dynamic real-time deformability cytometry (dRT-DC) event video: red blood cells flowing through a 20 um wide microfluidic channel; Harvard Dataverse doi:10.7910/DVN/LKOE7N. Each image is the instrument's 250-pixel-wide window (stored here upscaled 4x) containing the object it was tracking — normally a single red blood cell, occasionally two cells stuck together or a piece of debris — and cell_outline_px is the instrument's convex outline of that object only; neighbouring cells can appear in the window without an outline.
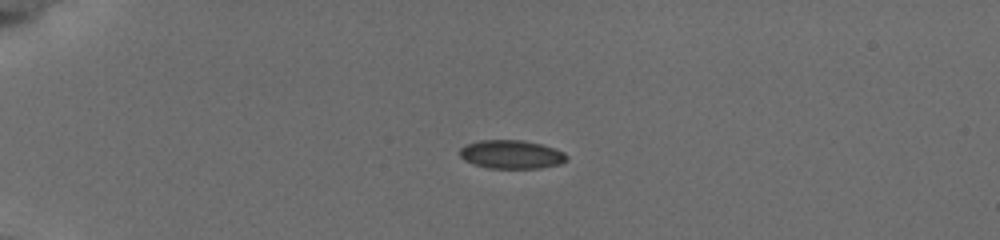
{"species": "common noctule bat (a hibernating species)", "species_latin": "Nyctalus noctula", "temperature_condition": "cold", "stored_images_in_passage": 50, "camera_frame_rate_fps": 3000, "um_per_image_px": 0.085, "animal": {"sex": "female", "body_mass_g": 19.5, "forearm_length_mm": 54.1}, "frame": {"image": 1, "passage_image": 1, "time_ms": 0.0, "image_size_px": [1000, 240], "cell_outline_px": [[568, 160], [560, 164], [540, 168], [488, 168], [464, 160], [460, 156], [460, 148], [468, 144], [480, 140], [524, 140], [540, 144], [564, 152], [568, 156]], "centroid_in_image_um": [43.49, 13.12], "position_along_channel_um": 41.5, "area_um2": 17.69}}
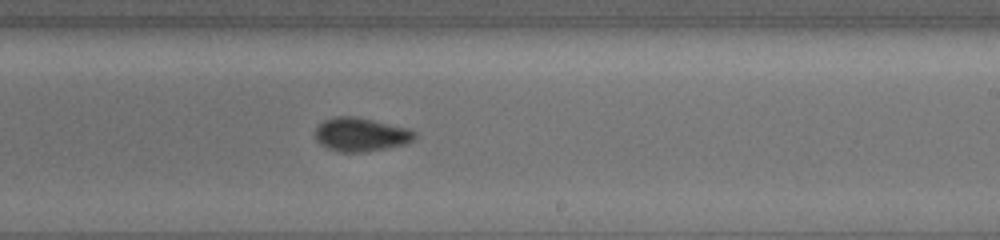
{"frame": {"image": 2, "passage_image": 31, "time_ms": 7.0, "image_size_px": [1000, 240], "cell_outline_px": [[416, 136], [412, 140], [404, 144], [388, 148], [364, 152], [336, 152], [320, 144], [316, 140], [316, 128], [324, 120], [336, 116], [356, 116], [408, 128], [416, 132]], "centroid_in_image_um": [30.67, 11.44], "position_along_channel_um": 258.3, "area_um2": 19.54}}
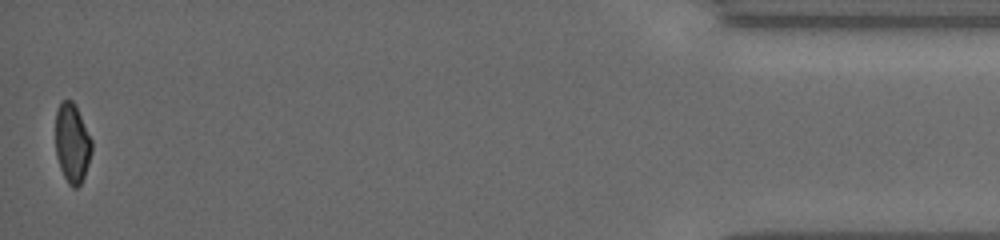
{"frame": {"image": 3, "passage_image": 50, "time_ms": 13.333, "image_size_px": [1000, 240], "cell_outline_px": [[92, 152], [84, 176], [80, 184], [76, 188], [72, 188], [68, 184], [60, 168], [56, 156], [56, 112], [60, 100], [72, 100], [92, 140]], "centroid_in_image_um": [6.12, 12.19], "position_along_channel_um": 429.1, "area_um2": 16.65}, "authors_computed_cell_mechanics": {"area_um2": 18.5827, "velocity_mm_per_s": 3.857, "shape_relaxation_time_tau1_ms": 4.1581, "shape_relaxation_time_tau2_ms": 1.5872, "deformation_change_tau1": 0.0973, "deformation_change_tau2": 0.0362}}